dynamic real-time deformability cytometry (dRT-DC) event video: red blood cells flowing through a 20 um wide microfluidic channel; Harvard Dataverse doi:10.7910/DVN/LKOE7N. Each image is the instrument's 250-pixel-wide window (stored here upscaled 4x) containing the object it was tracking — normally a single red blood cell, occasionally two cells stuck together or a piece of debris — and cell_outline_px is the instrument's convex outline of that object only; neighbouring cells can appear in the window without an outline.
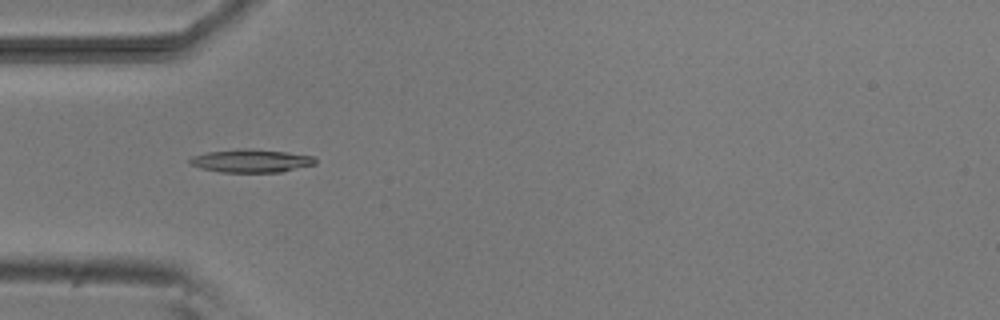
{"species": "common noctule bat (a hibernating species)", "species_latin": "Nyctalus noctula", "temperature_condition": "room temperature", "stored_images_in_passage": 6, "camera_frame_rate_fps": 3000, "um_per_image_px": 0.085, "animal": {"sex": "male", "body_mass_g": 20.5, "forearm_length_mm": 52.5}, "frame": {"image": 1, "passage_image": 4, "time_ms": 3.333, "image_size_px": [1000, 320], "cell_outline_px": [[316, 164], [280, 172], [220, 172], [200, 168], [192, 164], [188, 160], [192, 156], [208, 152], [244, 148], [248, 148], [288, 152], [312, 156], [316, 160]], "centroid_in_image_um": [21.35, 13.67], "position_along_channel_um": 63.7, "area_um2": 16.82}}
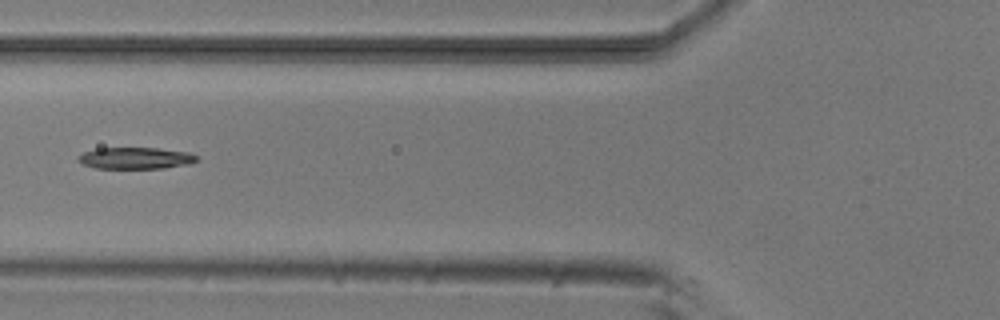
{"frame": {"image": 2, "passage_image": 5, "time_ms": 4.667, "image_size_px": [1000, 320], "cell_outline_px": [[196, 160], [188, 164], [164, 168], [96, 168], [80, 164], [76, 160], [76, 156], [84, 152], [96, 148], [156, 148], [188, 152], [196, 156]], "centroid_in_image_um": [11.42, 13.44], "position_along_channel_um": 114.4, "area_um2": 14.91}}
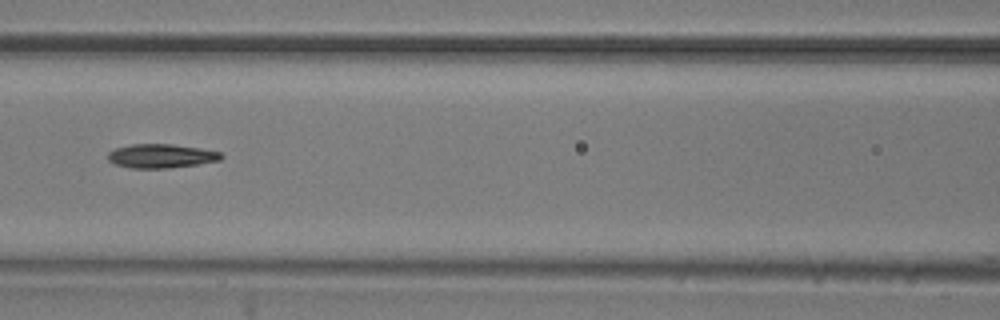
{"frame": {"image": 3, "passage_image": 6, "time_ms": 5.667, "image_size_px": [1000, 320], "cell_outline_px": [[224, 156], [220, 160], [196, 164], [168, 168], [132, 168], [116, 164], [108, 160], [108, 152], [116, 148], [132, 144], [172, 144], [200, 148], [220, 152]], "centroid_in_image_um": [13.69, 13.25], "position_along_channel_um": 152.9, "area_um2": 15.66}}